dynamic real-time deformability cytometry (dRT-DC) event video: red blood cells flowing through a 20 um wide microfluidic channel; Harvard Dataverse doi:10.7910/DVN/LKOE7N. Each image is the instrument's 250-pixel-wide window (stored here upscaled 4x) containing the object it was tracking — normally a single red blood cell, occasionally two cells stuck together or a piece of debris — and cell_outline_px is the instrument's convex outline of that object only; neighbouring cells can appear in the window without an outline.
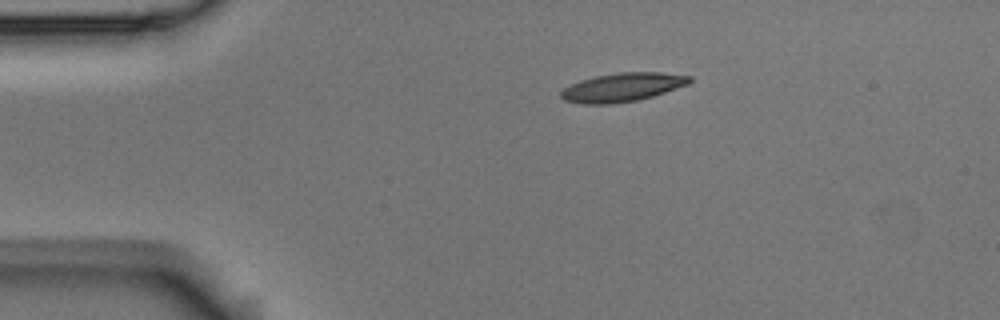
{"species": "Egyptian fruit bat (a non-hibernating species)", "species_latin": "Rousettus aegyptiacus", "temperature_condition": "room temperature", "stored_images_in_passage": 3, "camera_frame_rate_fps": 3000, "um_per_image_px": 0.085, "animal": {"sex": "male"}, "frame": {"image": 1, "passage_image": 1, "time_ms": 0.0, "image_size_px": [1000, 320], "cell_outline_px": [[692, 80], [688, 84], [652, 96], [636, 100], [612, 104], [580, 104], [564, 100], [560, 96], [560, 92], [564, 88], [580, 80], [596, 76], [620, 72], [660, 72], [692, 76]], "centroid_in_image_um": [52.89, 7.42], "position_along_channel_um": 32.1, "area_um2": 21.39}}
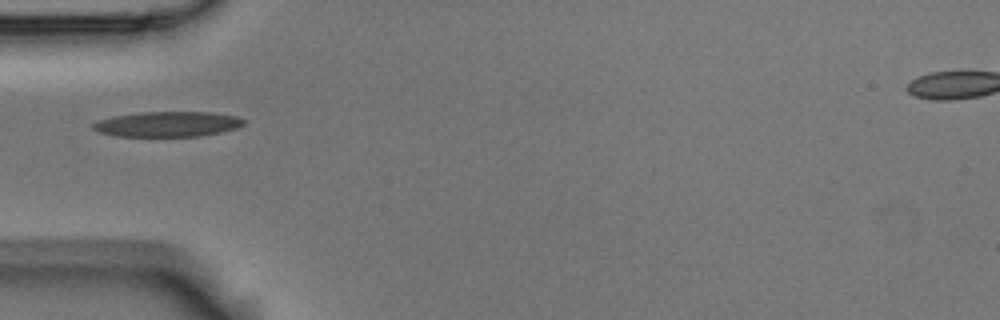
{"frame": {"image": 2, "passage_image": 3, "time_ms": 0.667, "image_size_px": [1000, 320], "cell_outline_px": [[244, 124], [236, 128], [220, 132], [200, 136], [120, 136], [100, 132], [92, 128], [92, 124], [100, 120], [112, 116], [140, 112], [212, 112], [236, 116], [244, 120]], "centroid_in_image_um": [14.25, 10.54], "position_along_channel_um": 70.7, "area_um2": 21.96}}